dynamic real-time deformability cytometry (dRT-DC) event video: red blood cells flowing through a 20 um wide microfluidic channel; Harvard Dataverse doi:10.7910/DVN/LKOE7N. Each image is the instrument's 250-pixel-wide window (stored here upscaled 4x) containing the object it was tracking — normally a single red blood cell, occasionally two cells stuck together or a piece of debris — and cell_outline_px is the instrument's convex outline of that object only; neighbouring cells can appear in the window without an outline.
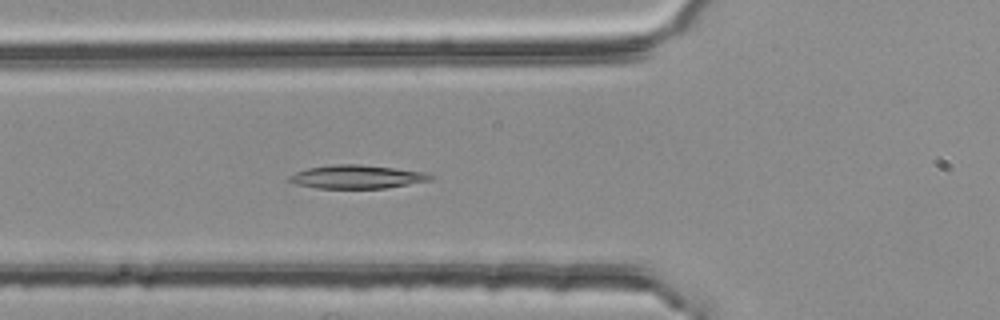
{"species": "common noctule bat (a hibernating species)", "species_latin": "Nyctalus noctula", "temperature_condition": "room temperature", "stored_images_in_passage": 53, "camera_frame_rate_fps": 3000, "um_per_image_px": 0.085, "animal": {"sex": "female", "body_mass_g": 25.1}, "frame": {"image": 1, "passage_image": 19, "time_ms": 6.0, "image_size_px": [1000, 320], "cell_outline_px": [[432, 180], [384, 188], [316, 188], [296, 184], [288, 180], [288, 176], [296, 172], [308, 168], [332, 164], [360, 164], [428, 172], [432, 176]], "centroid_in_image_um": [30.33, 15.02], "position_along_channel_um": 95.5, "area_um2": 19.25}}
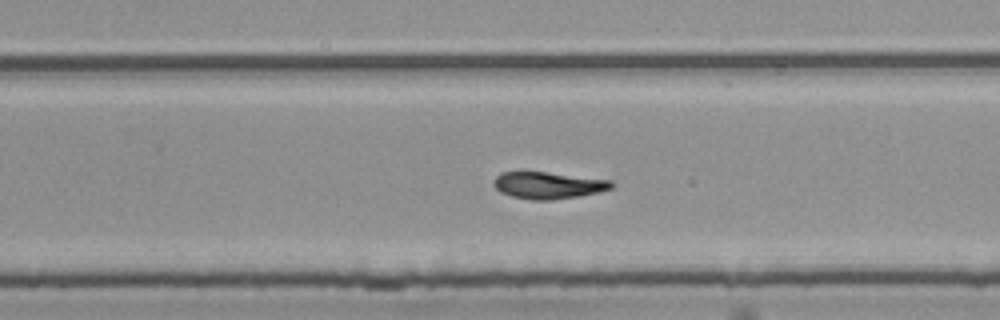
{"frame": {"image": 2, "passage_image": 34, "time_ms": 11.0, "image_size_px": [1000, 320], "cell_outline_px": [[616, 184], [612, 188], [600, 192], [580, 196], [552, 200], [532, 200], [512, 196], [500, 192], [492, 184], [492, 180], [500, 172], [544, 172], [612, 180]], "centroid_in_image_um": [46.61, 15.75], "position_along_channel_um": 283.2, "area_um2": 18.55}}
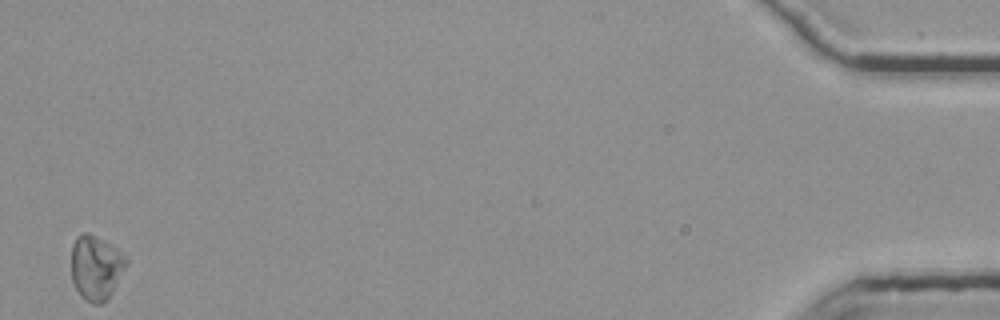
{"frame": {"image": 3, "passage_image": 53, "time_ms": 17.333, "image_size_px": [1000, 320], "cell_outline_px": [[128, 264], [108, 300], [100, 304], [92, 304], [80, 296], [72, 284], [72, 244], [76, 236], [84, 232], [88, 232], [96, 236], [116, 248], [128, 260]], "centroid_in_image_um": [8.15, 22.76], "position_along_channel_um": 427.1, "area_um2": 20.87}, "authors_computed_cell_mechanics": {"area_um2": 19.3052, "velocity_mm_per_s": 3.7517, "shape_relaxation_time_tau1_ms": null, "shape_relaxation_time_tau2_ms": 6.8059, "deformation_change_tau1": null, "deformation_change_tau2": 0.1222}}